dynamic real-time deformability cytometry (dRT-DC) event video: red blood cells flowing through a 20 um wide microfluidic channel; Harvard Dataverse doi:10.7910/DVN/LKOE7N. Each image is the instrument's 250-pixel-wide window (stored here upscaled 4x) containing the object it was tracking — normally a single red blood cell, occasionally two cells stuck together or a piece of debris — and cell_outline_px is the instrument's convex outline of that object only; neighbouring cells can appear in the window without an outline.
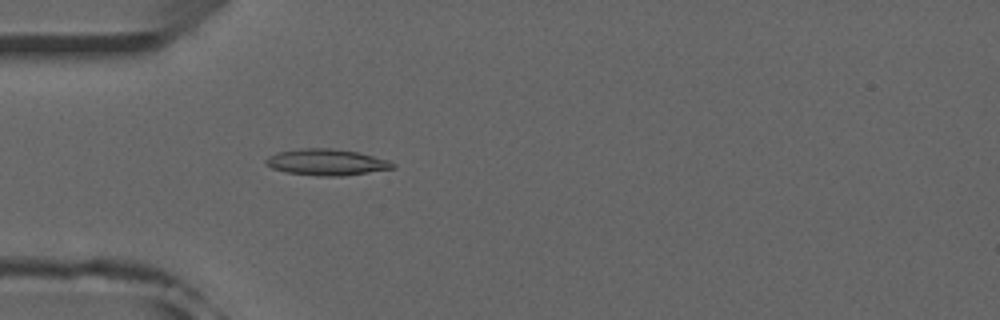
{"species": "common noctule bat (a hibernating species)", "species_latin": "Nyctalus noctula", "temperature_condition": "room temperature", "stored_images_in_passage": 51, "camera_frame_rate_fps": 3000, "um_per_image_px": 0.085, "animal": {"sex": "male", "forearm_length_mm": 52.5}, "frame": {"image": 1, "passage_image": 15, "time_ms": 4.667, "image_size_px": [1000, 320], "cell_outline_px": [[396, 168], [344, 176], [320, 176], [288, 172], [272, 168], [264, 164], [264, 160], [268, 156], [276, 152], [300, 148], [332, 148], [356, 152], [388, 160], [396, 164]], "centroid_in_image_um": [27.74, 13.78], "position_along_channel_um": 57.3, "area_um2": 19.48}}
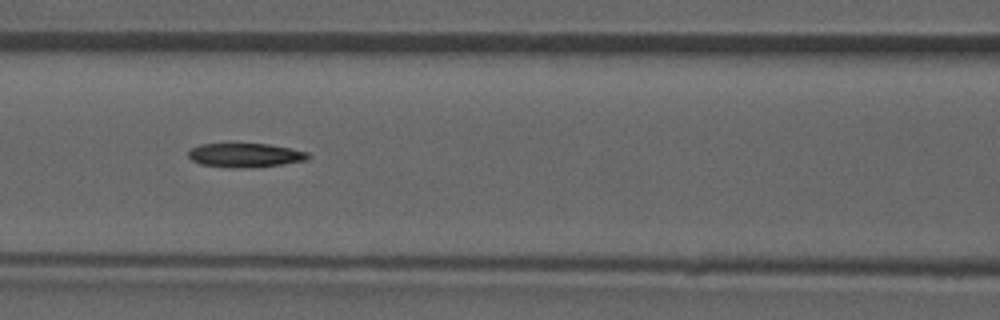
{"frame": {"image": 2, "passage_image": 22, "time_ms": 7.0, "image_size_px": [1000, 320], "cell_outline_px": [[308, 160], [284, 164], [240, 168], [232, 168], [200, 164], [192, 160], [188, 156], [188, 152], [192, 148], [200, 144], [268, 144], [308, 152]], "centroid_in_image_um": [20.82, 13.2], "position_along_channel_um": 145.8, "area_um2": 16.59}}
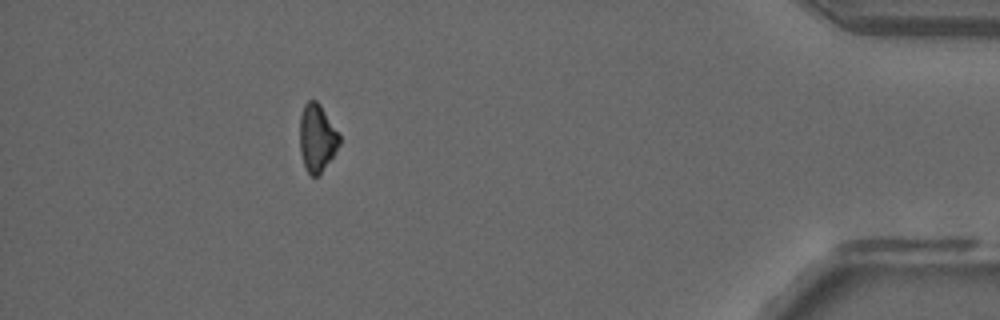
{"frame": {"image": 3, "passage_image": 46, "time_ms": 15.0, "image_size_px": [1000, 320], "cell_outline_px": [[340, 144], [320, 176], [312, 176], [304, 168], [300, 152], [300, 116], [304, 104], [308, 100], [316, 100], [320, 104], [340, 136]], "centroid_in_image_um": [26.93, 11.75], "position_along_channel_um": 408.3, "area_um2": 15.66}}